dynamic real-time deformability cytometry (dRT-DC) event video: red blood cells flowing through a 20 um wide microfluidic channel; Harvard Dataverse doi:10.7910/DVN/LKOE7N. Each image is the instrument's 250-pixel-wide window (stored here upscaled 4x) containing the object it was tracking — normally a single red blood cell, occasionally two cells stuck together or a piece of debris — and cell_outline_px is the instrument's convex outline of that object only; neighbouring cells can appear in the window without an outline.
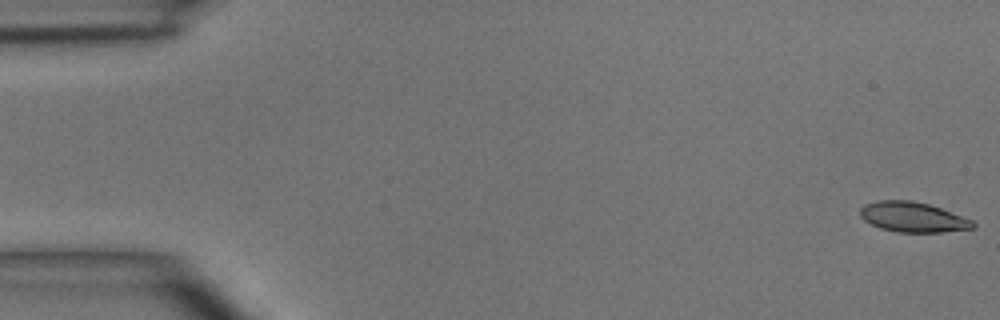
{"species": "common noctule bat (a hibernating species)", "species_latin": "Nyctalus noctula", "temperature_condition": "room temperature", "stored_images_in_passage": 4, "camera_frame_rate_fps": 3000, "um_per_image_px": 0.085, "animal": {"sex": "male", "body_mass_g": 15.6}, "frame": {"image": 1, "passage_image": 1, "time_ms": 0.0, "image_size_px": [1000, 320], "cell_outline_px": [[976, 228], [940, 232], [896, 232], [880, 228], [864, 220], [860, 216], [860, 208], [864, 204], [876, 200], [912, 200], [928, 204], [940, 208], [972, 220], [976, 224]], "centroid_in_image_um": [77.57, 18.45], "position_along_channel_um": 7.4, "area_um2": 19.77}}
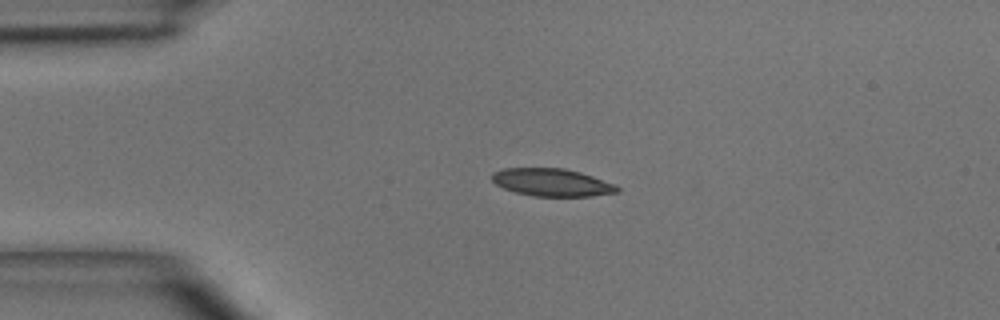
{"frame": {"image": 2, "passage_image": 4, "time_ms": 3.333, "image_size_px": [1000, 320], "cell_outline_px": [[620, 192], [592, 196], [532, 196], [516, 192], [504, 188], [496, 184], [492, 180], [492, 172], [504, 168], [564, 168], [580, 172], [616, 184], [620, 188]], "centroid_in_image_um": [46.94, 15.5], "position_along_channel_um": 38.1, "area_um2": 20.23}}